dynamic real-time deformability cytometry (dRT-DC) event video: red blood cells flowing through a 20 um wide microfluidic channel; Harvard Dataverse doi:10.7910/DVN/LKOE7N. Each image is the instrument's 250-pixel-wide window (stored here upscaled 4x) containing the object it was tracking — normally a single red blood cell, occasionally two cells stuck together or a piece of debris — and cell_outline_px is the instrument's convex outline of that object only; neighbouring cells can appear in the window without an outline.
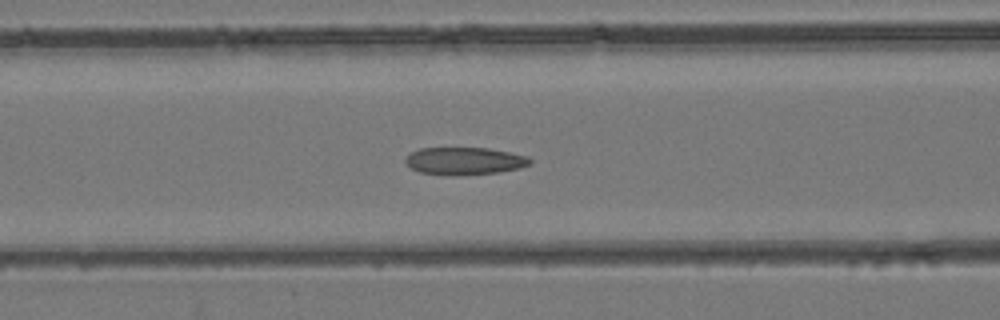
{"species": "common noctule bat (a hibernating species)", "species_latin": "Nyctalus noctula", "temperature_condition": "room temperature", "stored_images_in_passage": 50, "camera_frame_rate_fps": 3000, "um_per_image_px": 0.085, "animal": {"sex": "female", "body_mass_g": 24.6, "forearm_length_mm": 56.2}, "frame": {"image": 1, "passage_image": 21, "time_ms": 6.667, "image_size_px": [1000, 320], "cell_outline_px": [[532, 164], [520, 168], [496, 172], [420, 172], [412, 168], [404, 160], [412, 152], [420, 148], [488, 148], [528, 156], [532, 160]], "centroid_in_image_um": [39.56, 13.62], "position_along_channel_um": 127.0, "area_um2": 18.73}}
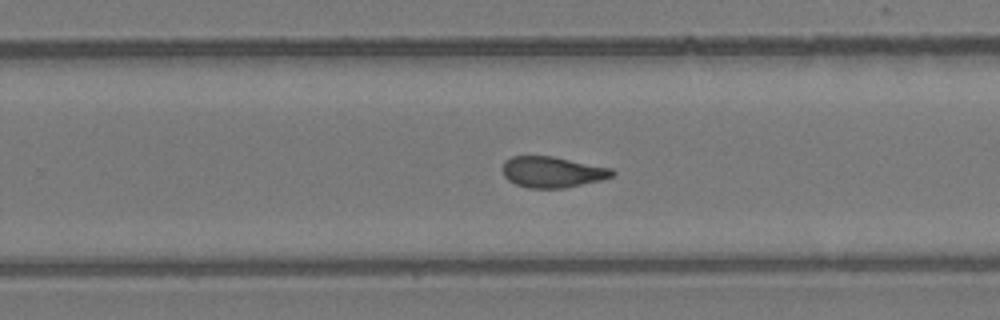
{"frame": {"image": 2, "passage_image": 32, "time_ms": 10.333, "image_size_px": [1000, 320], "cell_outline_px": [[616, 172], [612, 176], [600, 180], [564, 188], [528, 188], [516, 184], [508, 180], [504, 176], [504, 160], [512, 156], [552, 156], [612, 168]], "centroid_in_image_um": [46.95, 14.62], "position_along_channel_um": 282.9, "area_um2": 19.65}}
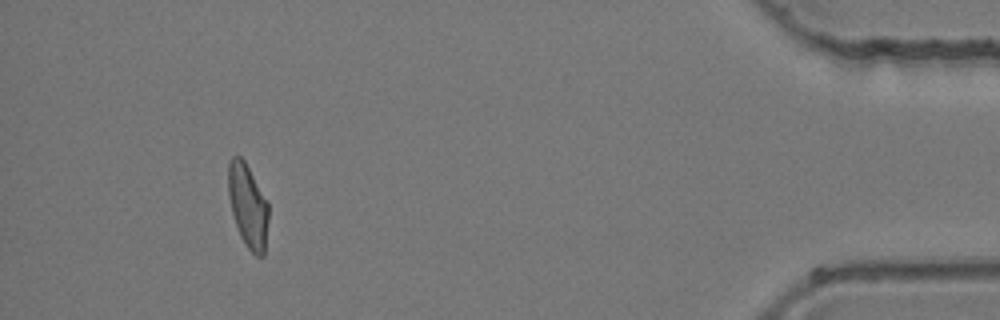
{"frame": {"image": 3, "passage_image": 46, "time_ms": 15.0, "image_size_px": [1000, 320], "cell_outline_px": [[268, 220], [264, 256], [256, 256], [244, 244], [240, 236], [232, 212], [228, 196], [228, 164], [232, 156], [240, 156], [244, 160], [268, 200]], "centroid_in_image_um": [21.07, 17.49], "position_along_channel_um": 414.1, "area_um2": 19.71}}